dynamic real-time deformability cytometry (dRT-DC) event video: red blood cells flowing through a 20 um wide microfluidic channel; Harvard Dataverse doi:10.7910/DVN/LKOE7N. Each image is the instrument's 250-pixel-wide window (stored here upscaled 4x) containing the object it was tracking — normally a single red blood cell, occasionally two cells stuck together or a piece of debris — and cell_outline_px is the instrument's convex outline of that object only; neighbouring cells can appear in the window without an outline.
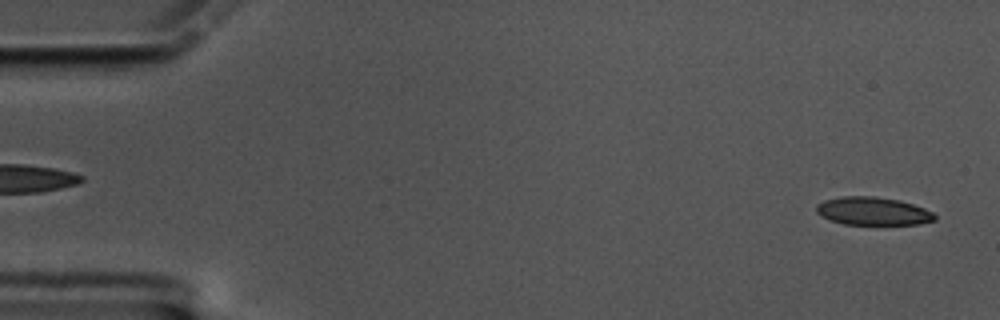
{"species": "common noctule bat (a hibernating species)", "species_latin": "Nyctalus noctula", "temperature_condition": "cold", "stored_images_in_passage": 59, "camera_frame_rate_fps": 3000, "um_per_image_px": 0.085, "animal": {"sex": "male", "body_mass_g": 17.5, "forearm_length_mm": 52.3}, "frame": {"image": 1, "passage_image": 2, "time_ms": 0.333, "image_size_px": [1000, 320], "cell_outline_px": [[936, 220], [920, 224], [844, 224], [828, 220], [820, 216], [816, 212], [816, 204], [824, 200], [840, 196], [872, 196], [900, 200], [924, 208], [932, 212], [936, 216]], "centroid_in_image_um": [74.16, 17.94], "position_along_channel_um": 10.8, "area_um2": 19.48}}
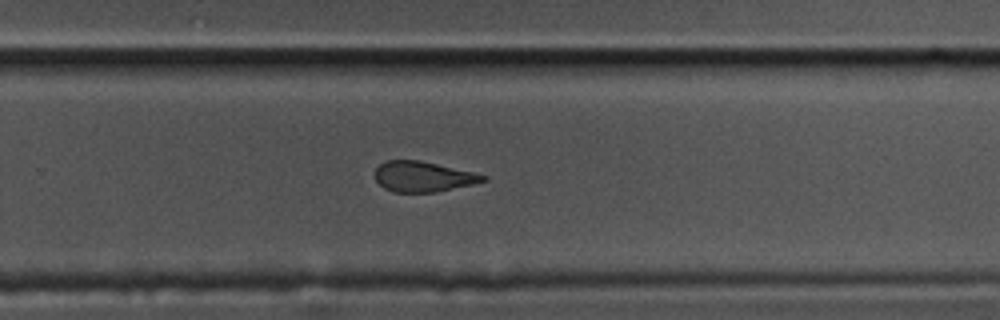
{"frame": {"image": 2, "passage_image": 38, "time_ms": 12.333, "image_size_px": [1000, 320], "cell_outline_px": [[488, 180], [472, 184], [436, 192], [392, 192], [384, 188], [376, 180], [376, 168], [384, 160], [420, 160], [476, 172], [488, 176]], "centroid_in_image_um": [35.99, 15.0], "position_along_channel_um": 293.8, "area_um2": 19.25}}
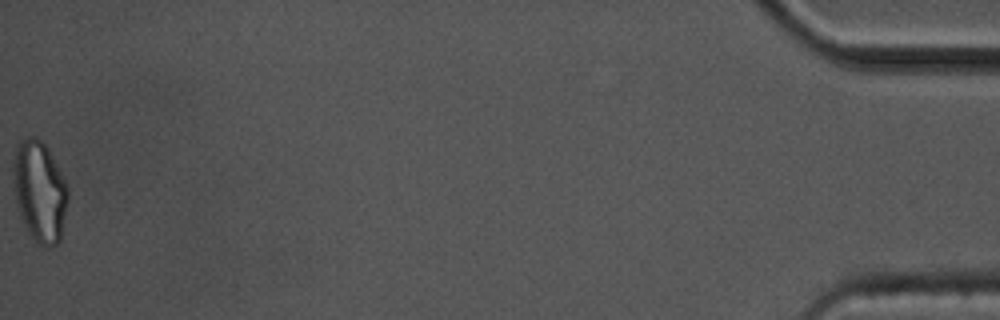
{"frame": {"image": 3, "passage_image": 59, "time_ms": 19.333, "image_size_px": [1000, 320], "cell_outline_px": [[68, 200], [60, 240], [56, 244], [48, 248], [44, 248], [28, 232], [20, 216], [16, 200], [12, 172], [12, 156], [16, 144], [20, 140], [28, 136], [36, 136], [48, 148], [64, 176], [68, 188]], "centroid_in_image_um": [3.36, 16.21], "position_along_channel_um": 431.8, "area_um2": 32.6}, "authors_computed_cell_mechanics": {"area_um2": 20.9236, "velocity_mm_per_s": 3.3952, "shape_relaxation_time_tau1_ms": 5.9567, "shape_relaxation_time_tau2_ms": 2.5834, "deformation_change_tau1": 0.1723, "deformation_change_tau2": 0.1128}}